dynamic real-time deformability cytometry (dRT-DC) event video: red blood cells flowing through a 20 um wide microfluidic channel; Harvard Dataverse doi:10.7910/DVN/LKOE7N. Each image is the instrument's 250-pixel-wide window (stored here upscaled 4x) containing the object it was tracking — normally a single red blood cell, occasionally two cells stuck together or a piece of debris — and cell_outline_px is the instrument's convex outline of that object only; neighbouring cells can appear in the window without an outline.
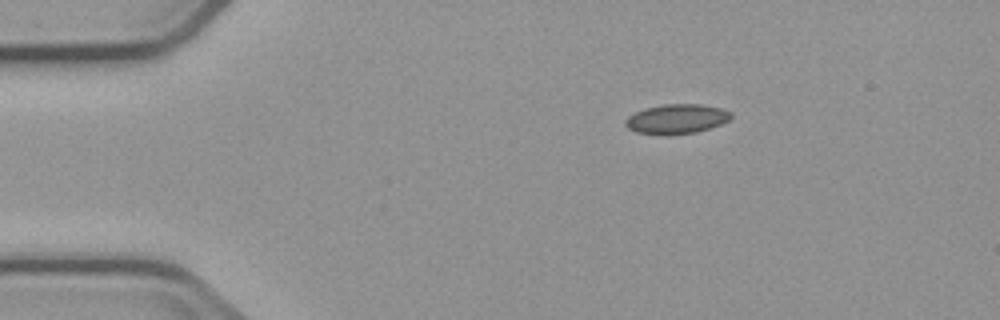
{"species": "common noctule bat (a hibernating species)", "species_latin": "Nyctalus noctula", "temperature_condition": "cold", "stored_images_in_passage": 4, "camera_frame_rate_fps": 3000, "um_per_image_px": 0.085, "animal": {"sex": "male", "body_mass_g": 23.1, "forearm_length_mm": 52.7}, "frame": {"image": 1, "passage_image": 4, "time_ms": 3.667, "image_size_px": [1000, 320], "cell_outline_px": [[732, 116], [728, 120], [720, 124], [696, 132], [668, 136], [664, 136], [636, 132], [628, 128], [624, 124], [624, 120], [628, 116], [644, 108], [664, 104], [700, 104], [720, 108], [732, 112]], "centroid_in_image_um": [57.47, 10.12], "position_along_channel_um": 27.5, "area_um2": 18.38}}